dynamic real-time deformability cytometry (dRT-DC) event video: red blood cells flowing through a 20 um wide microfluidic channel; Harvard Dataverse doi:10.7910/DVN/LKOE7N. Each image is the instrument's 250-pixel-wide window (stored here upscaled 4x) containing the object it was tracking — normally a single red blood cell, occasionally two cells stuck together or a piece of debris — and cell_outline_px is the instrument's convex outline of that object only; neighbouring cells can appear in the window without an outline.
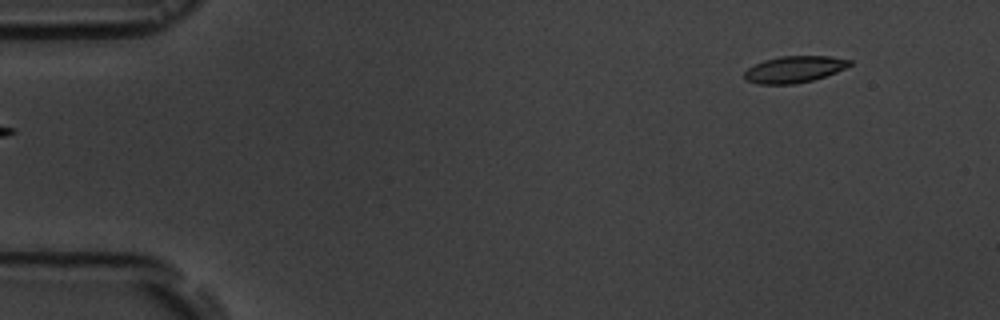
{"species": "common noctule bat (a hibernating species)", "species_latin": "Nyctalus noctula", "temperature_condition": "room temperature", "stored_images_in_passage": 6, "segment_of_instrument_passage": [2, 2], "camera_frame_rate_fps": 3000, "um_per_image_px": 0.085, "animal": {"sex": "male", "body_mass_g": 19.5, "forearm_length_mm": 54.6}, "frame": {"image": 1, "passage_image": 6, "time_ms": 6.0, "image_size_px": [1000, 320], "cell_outline_px": [[852, 64], [836, 72], [812, 80], [792, 84], [756, 84], [744, 80], [744, 72], [748, 68], [764, 60], [780, 56], [832, 56], [852, 60]], "centroid_in_image_um": [67.49, 5.89], "position_along_channel_um": 17.5, "area_um2": 16.3}}